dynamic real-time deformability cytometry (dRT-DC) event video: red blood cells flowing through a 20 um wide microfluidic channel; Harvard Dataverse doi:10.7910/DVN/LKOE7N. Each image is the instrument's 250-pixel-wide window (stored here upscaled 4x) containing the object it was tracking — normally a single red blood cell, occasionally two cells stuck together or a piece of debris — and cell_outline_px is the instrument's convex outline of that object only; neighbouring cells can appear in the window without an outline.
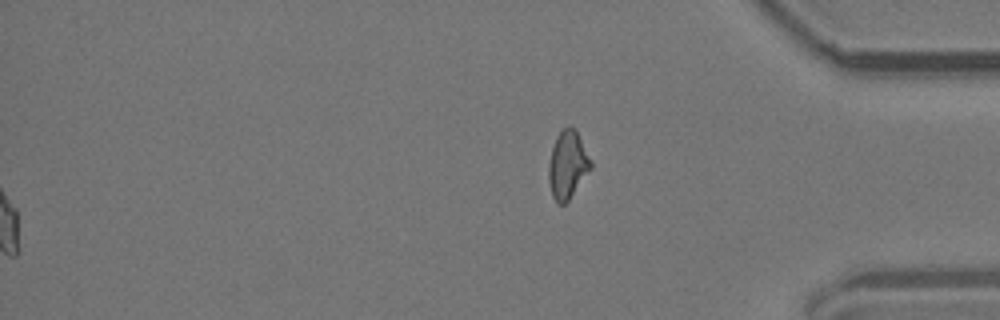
{"species": "common noctule bat (a hibernating species)", "species_latin": "Nyctalus noctula", "temperature_condition": "room temperature", "stored_images_in_passage": 55, "segment_of_instrument_passage": [2, 2], "camera_frame_rate_fps": 3000, "um_per_image_px": 0.085, "animal": {"sex": "male", "body_mass_g": 19.2, "forearm_length_mm": 51.8}, "frame": {"image": 1, "passage_image": 55, "time_ms": 18.0, "image_size_px": [1000, 320], "cell_outline_px": [[592, 168], [568, 200], [564, 204], [556, 204], [552, 196], [548, 180], [548, 164], [552, 148], [556, 136], [568, 124], [576, 128], [592, 160]], "centroid_in_image_um": [48.25, 13.98], "position_along_channel_um": 386.9, "area_um2": 16.94}}